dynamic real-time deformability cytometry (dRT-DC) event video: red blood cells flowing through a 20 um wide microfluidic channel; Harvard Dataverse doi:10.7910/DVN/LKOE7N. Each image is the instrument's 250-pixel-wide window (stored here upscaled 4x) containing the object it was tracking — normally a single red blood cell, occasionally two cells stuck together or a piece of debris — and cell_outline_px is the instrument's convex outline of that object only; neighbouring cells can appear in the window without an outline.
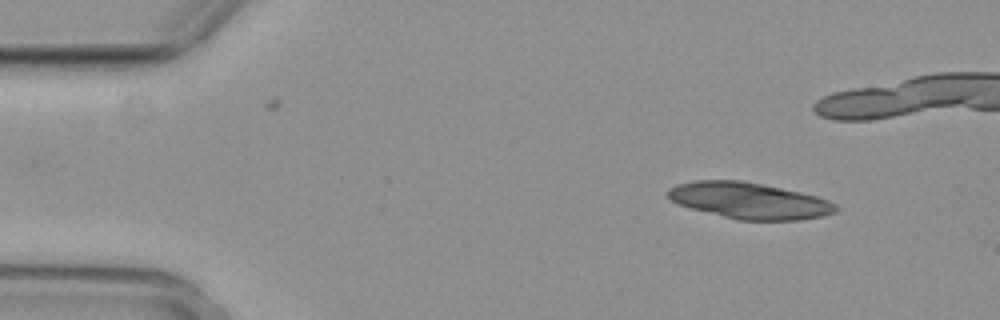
{"species": "common noctule bat (a hibernating species)", "species_latin": "Nyctalus noctula", "temperature_condition": "cold", "stored_images_in_passage": 4, "camera_frame_rate_fps": 3000, "um_per_image_px": 0.085, "animal": {"sex": "female", "body_mass_g": 29.2, "forearm_length_mm": 56.3}, "frame": {"image": 1, "passage_image": 1, "time_ms": 0.0, "image_size_px": [1000, 320], "cell_outline_px": [[840, 208], [836, 212], [820, 216], [800, 220], [736, 220], [688, 208], [672, 200], [668, 196], [668, 188], [676, 184], [696, 180], [740, 180], [800, 192], [816, 196], [828, 200], [836, 204]], "centroid_in_image_um": [63.67, 17.06], "position_along_channel_um": 21.3, "area_um2": 35.43}}